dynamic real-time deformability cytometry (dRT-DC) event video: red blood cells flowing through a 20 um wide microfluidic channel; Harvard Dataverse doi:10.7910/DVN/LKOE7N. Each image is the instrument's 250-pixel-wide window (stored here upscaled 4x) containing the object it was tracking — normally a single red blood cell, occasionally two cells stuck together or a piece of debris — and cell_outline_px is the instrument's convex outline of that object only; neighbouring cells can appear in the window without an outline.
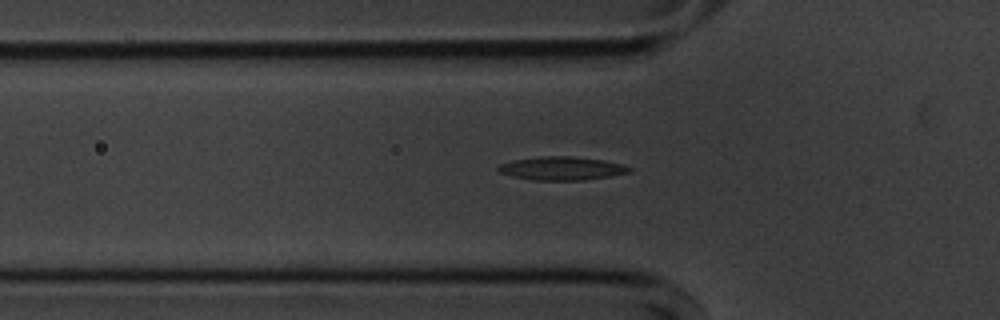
{"species": "common noctule bat (a hibernating species)", "species_latin": "Nyctalus noctula", "temperature_condition": "cold", "stored_images_in_passage": 42, "camera_frame_rate_fps": 3000, "um_per_image_px": 0.085, "animal": {"sex": "male", "body_mass_g": 20.1, "forearm_length_mm": 53.5}, "frame": {"image": 1, "passage_image": 6, "time_ms": 1.667, "image_size_px": [1000, 320], "cell_outline_px": [[632, 172], [612, 176], [584, 180], [532, 180], [512, 176], [500, 172], [496, 168], [500, 164], [512, 160], [540, 156], [572, 156], [604, 160], [624, 164], [632, 168]], "centroid_in_image_um": [47.79, 14.31], "position_along_channel_um": 78.0, "area_um2": 18.09}}
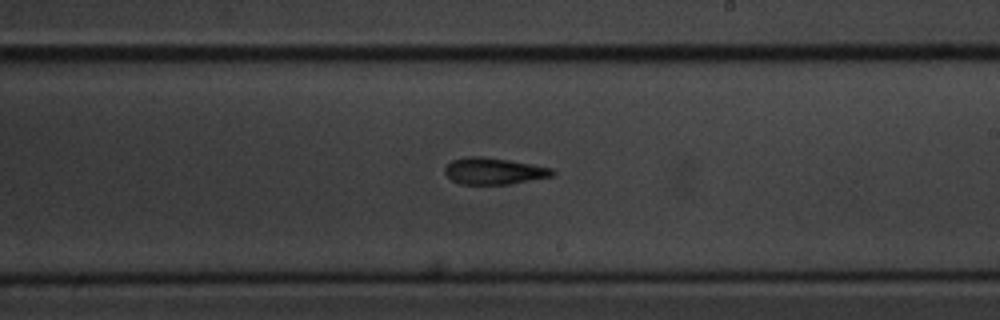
{"frame": {"image": 2, "passage_image": 20, "time_ms": 6.333, "image_size_px": [1000, 320], "cell_outline_px": [[556, 172], [552, 176], [508, 184], [460, 184], [452, 180], [444, 172], [444, 168], [452, 160], [468, 156], [484, 156], [508, 160], [552, 168]], "centroid_in_image_um": [41.95, 14.53], "position_along_channel_um": 247.0, "area_um2": 16.53}}
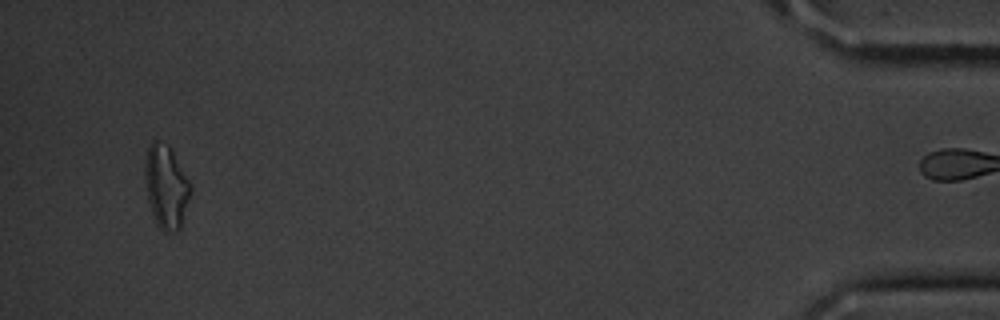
{"frame": {"image": 3, "passage_image": 41, "time_ms": 13.333, "image_size_px": [1000, 320], "cell_outline_px": [[192, 192], [180, 228], [176, 232], [164, 232], [156, 224], [148, 200], [144, 176], [144, 160], [148, 148], [152, 140], [156, 140], [168, 144], [192, 184]], "centroid_in_image_um": [14.13, 15.86], "position_along_channel_um": 421.1, "area_um2": 22.43}, "authors_computed_cell_mechanics": {"area_um2": 17.34, "velocity_mm_per_s": 3.5957, "shape_relaxation_time_tau1_ms": 3.4239, "shape_relaxation_time_tau2_ms": 3.7084, "deformation_change_tau1": 0.1089, "deformation_change_tau2": 0.127}}